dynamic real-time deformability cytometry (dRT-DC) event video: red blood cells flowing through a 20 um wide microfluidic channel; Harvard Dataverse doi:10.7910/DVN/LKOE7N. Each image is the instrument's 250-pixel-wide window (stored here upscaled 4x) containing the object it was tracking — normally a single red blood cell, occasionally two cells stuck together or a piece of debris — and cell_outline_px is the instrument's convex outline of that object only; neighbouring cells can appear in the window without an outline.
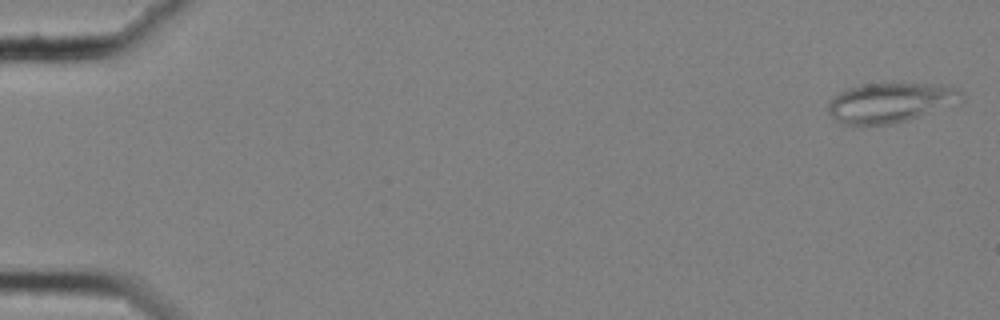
{"species": "common noctule bat (a hibernating species)", "species_latin": "Nyctalus noctula", "temperature_condition": "cold", "stored_images_in_passage": 58, "segment_of_instrument_passage": [1, 2], "camera_frame_rate_fps": 3000, "um_per_image_px": 0.085, "animal": {"sex": "female", "body_mass_g": 25.1}, "frame": {"image": 1, "passage_image": 2, "time_ms": 0.333, "image_size_px": [1000, 320], "cell_outline_px": [[964, 100], [908, 120], [892, 124], [860, 128], [840, 124], [828, 112], [828, 104], [840, 92], [848, 88], [864, 84], [940, 84], [956, 88], [964, 92]], "centroid_in_image_um": [75.65, 8.76], "position_along_channel_um": 9.3, "area_um2": 31.27}}